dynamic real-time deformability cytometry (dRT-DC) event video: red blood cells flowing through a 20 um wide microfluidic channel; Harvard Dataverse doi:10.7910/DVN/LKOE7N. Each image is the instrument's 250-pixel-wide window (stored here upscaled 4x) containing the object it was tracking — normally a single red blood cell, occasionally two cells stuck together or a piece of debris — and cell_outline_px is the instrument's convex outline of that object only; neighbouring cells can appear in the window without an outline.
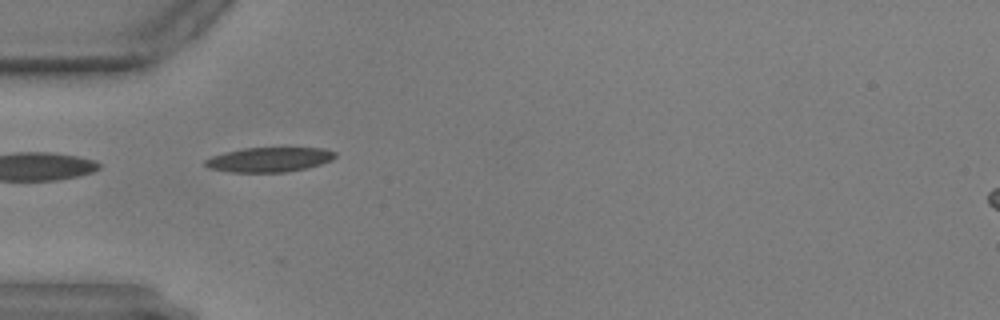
{"species": "common noctule bat (a hibernating species)", "species_latin": "Nyctalus noctula", "temperature_condition": "warm", "stored_images_in_passage": 34, "camera_frame_rate_fps": 3000, "um_per_image_px": 0.085, "animal": {"sex": "male", "body_mass_g": 17.9, "forearm_length_mm": 54.2}, "frame": {"image": 1, "passage_image": 2, "time_ms": 0.333, "image_size_px": [1000, 320], "cell_outline_px": [[336, 156], [332, 160], [308, 168], [284, 172], [232, 172], [208, 168], [204, 164], [204, 160], [212, 156], [224, 152], [244, 148], [324, 148], [336, 152]], "centroid_in_image_um": [22.88, 13.56], "position_along_channel_um": 62.1, "area_um2": 18.67}}
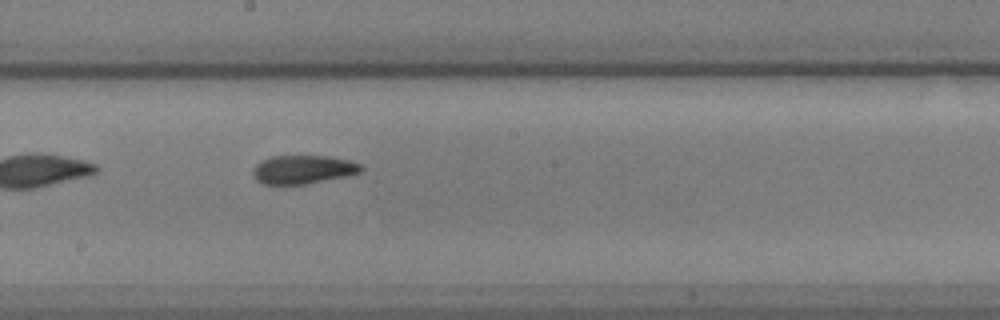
{"frame": {"image": 2, "passage_image": 16, "time_ms": 5.0, "image_size_px": [1000, 320], "cell_outline_px": [[364, 168], [360, 172], [348, 176], [304, 184], [264, 184], [256, 180], [252, 176], [252, 172], [256, 164], [260, 160], [272, 156], [328, 156], [348, 160], [360, 164]], "centroid_in_image_um": [25.74, 14.4], "position_along_channel_um": 222.5, "area_um2": 18.03}}
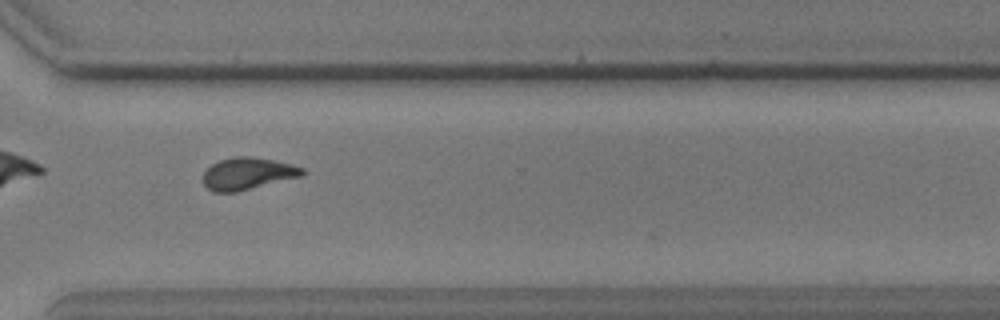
{"frame": {"image": 3, "passage_image": 27, "time_ms": 8.667, "image_size_px": [1000, 320], "cell_outline_px": [[304, 176], [236, 192], [212, 192], [200, 180], [204, 172], [212, 164], [220, 160], [236, 156], [248, 156], [272, 160], [292, 164], [304, 168]], "centroid_in_image_um": [21.04, 14.77], "position_along_channel_um": 349.6, "area_um2": 18.67}}